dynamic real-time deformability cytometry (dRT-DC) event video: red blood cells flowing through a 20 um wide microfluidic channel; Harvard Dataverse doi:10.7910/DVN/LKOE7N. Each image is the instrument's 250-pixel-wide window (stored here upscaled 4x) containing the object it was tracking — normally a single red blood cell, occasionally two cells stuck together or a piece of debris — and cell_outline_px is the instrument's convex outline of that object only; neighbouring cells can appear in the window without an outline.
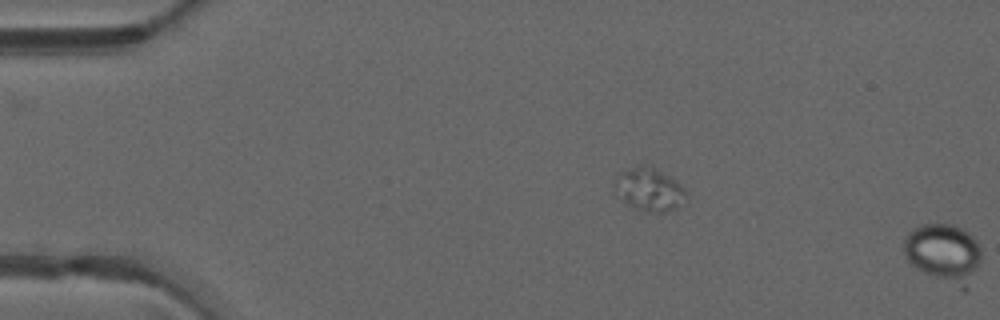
{"species": "common noctule bat (a hibernating species)", "species_latin": "Nyctalus noctula", "temperature_condition": "warm", "stored_images_in_passage": 9, "segment_of_instrument_passage": [2, 2], "camera_frame_rate_fps": 3000, "um_per_image_px": 0.085, "animal": {"sex": "male", "forearm_length_mm": 52.5}, "frame": {"image": 1, "passage_image": 9, "time_ms": 2.667, "image_size_px": [1000, 320], "cell_outline_px": [[980, 260], [964, 292], [924, 272], [912, 264], [904, 256], [904, 236], [912, 228], [924, 224], [952, 224], [968, 232], [976, 240], [980, 248]], "centroid_in_image_um": [80.19, 21.5], "position_along_channel_um": 4.8, "area_um2": 26.3}}